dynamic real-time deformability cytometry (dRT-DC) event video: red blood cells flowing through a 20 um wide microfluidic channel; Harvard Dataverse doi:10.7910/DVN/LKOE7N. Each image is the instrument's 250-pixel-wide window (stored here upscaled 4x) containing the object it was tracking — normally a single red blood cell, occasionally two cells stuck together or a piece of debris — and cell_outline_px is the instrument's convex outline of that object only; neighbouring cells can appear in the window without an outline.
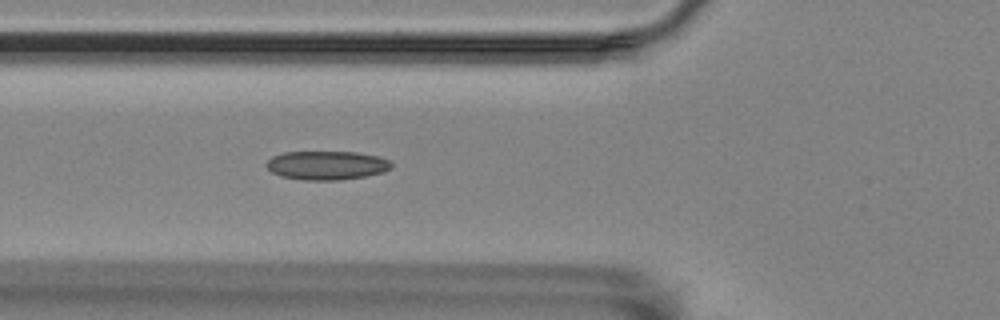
{"species": "Egyptian fruit bat (a non-hibernating species)", "species_latin": "Rousettus aegyptiacus", "temperature_condition": "room temperature", "stored_images_in_passage": 30, "camera_frame_rate_fps": 3000, "um_per_image_px": 0.085, "animal": {"sex": "female"}, "frame": {"image": 1, "passage_image": 10, "time_ms": 3.0, "image_size_px": [1000, 320], "cell_outline_px": [[392, 168], [384, 172], [364, 176], [336, 180], [304, 180], [280, 176], [272, 172], [268, 168], [268, 160], [272, 156], [284, 152], [356, 152], [380, 156], [388, 160], [392, 164]], "centroid_in_image_um": [27.79, 14.05], "position_along_channel_um": 98.0, "area_um2": 20.92}}
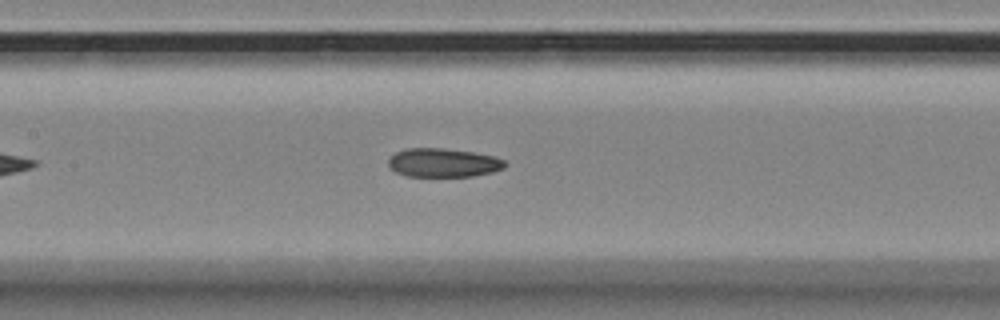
{"frame": {"image": 2, "passage_image": 16, "time_ms": 5.0, "image_size_px": [1000, 320], "cell_outline_px": [[508, 164], [504, 168], [492, 172], [472, 176], [408, 176], [396, 172], [388, 164], [388, 160], [396, 152], [404, 148], [444, 148], [472, 152], [492, 156], [504, 160]], "centroid_in_image_um": [37.68, 13.82], "position_along_channel_um": 169.7, "area_um2": 19.42}}
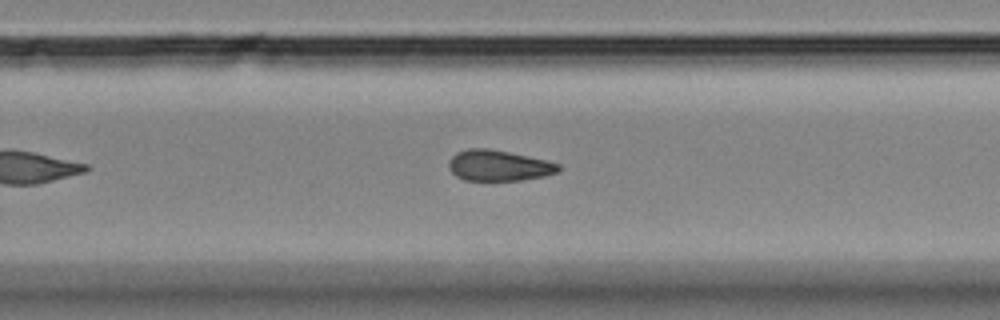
{"frame": {"image": 3, "passage_image": 26, "time_ms": 8.333, "image_size_px": [1000, 320], "cell_outline_px": [[560, 168], [556, 172], [544, 176], [520, 180], [464, 180], [456, 176], [448, 168], [448, 160], [456, 152], [468, 148], [488, 148], [548, 160], [560, 164]], "centroid_in_image_um": [42.35, 14.06], "position_along_channel_um": 287.4, "area_um2": 19.71}}